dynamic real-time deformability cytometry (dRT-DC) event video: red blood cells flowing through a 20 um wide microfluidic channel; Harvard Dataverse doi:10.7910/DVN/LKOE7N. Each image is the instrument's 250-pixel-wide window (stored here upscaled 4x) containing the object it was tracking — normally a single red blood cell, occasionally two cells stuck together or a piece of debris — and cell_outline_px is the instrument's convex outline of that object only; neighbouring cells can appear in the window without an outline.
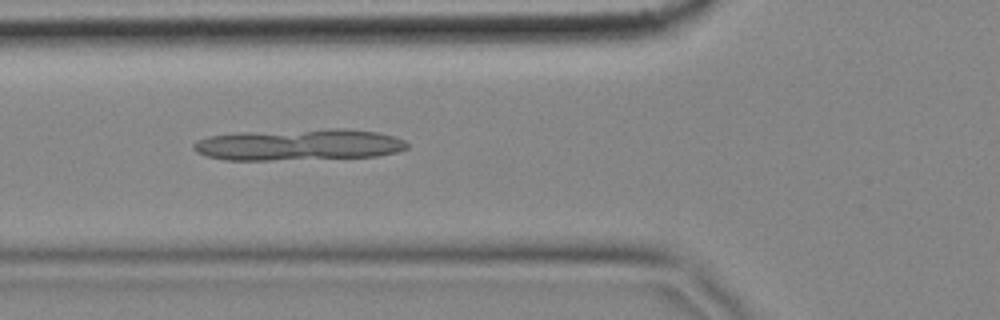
{"species": "common noctule bat (a hibernating species)", "species_latin": "Nyctalus noctula", "temperature_condition": "cold", "stored_images_in_passage": 56, "camera_frame_rate_fps": 3000, "um_per_image_px": 0.085, "animal": {"sex": "female", "body_mass_g": 18.4}, "frame": {"image": 1, "passage_image": 19, "time_ms": 6.0, "image_size_px": [1000, 320], "cell_outline_px": [[408, 148], [396, 152], [376, 156], [268, 160], [224, 160], [208, 156], [196, 152], [192, 148], [192, 144], [196, 140], [208, 136], [240, 132], [328, 128], [344, 128], [376, 132], [396, 136], [404, 140], [408, 144]], "centroid_in_image_um": [25.38, 12.28], "position_along_channel_um": 100.4, "area_um2": 39.36}}
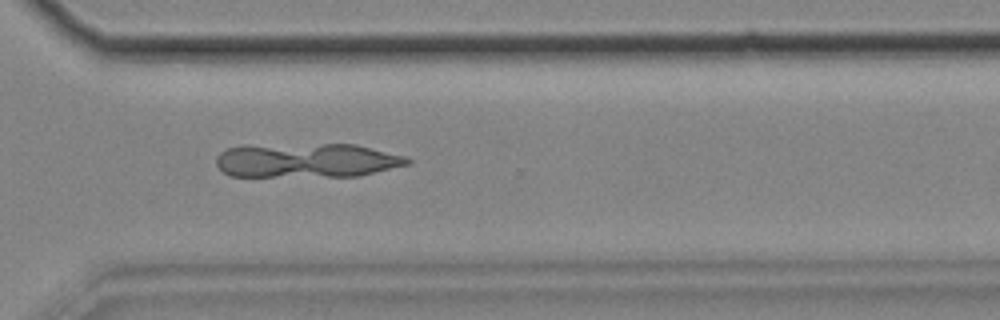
{"frame": {"image": 2, "passage_image": 40, "time_ms": 13.0, "image_size_px": [1000, 320], "cell_outline_px": [[412, 160], [408, 164], [360, 176], [228, 176], [216, 164], [216, 156], [220, 152], [228, 148], [324, 144], [356, 144], [404, 156]], "centroid_in_image_um": [26.13, 13.66], "position_along_channel_um": 344.5, "area_um2": 37.4}}
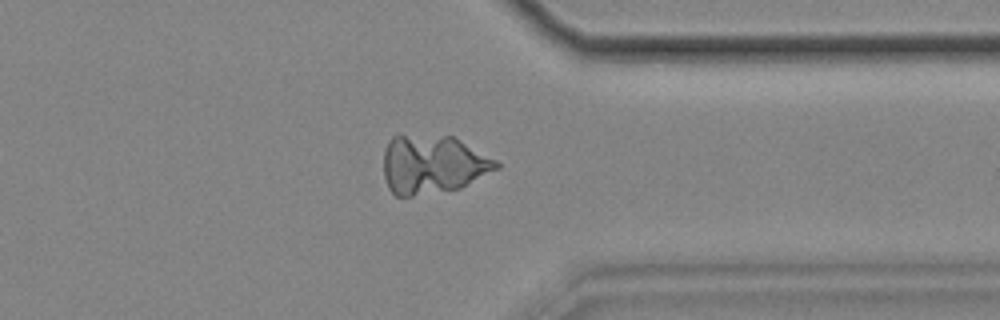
{"frame": {"image": 3, "passage_image": 43, "time_ms": 14.0, "image_size_px": [1000, 320], "cell_outline_px": [[500, 168], [460, 188], [412, 196], [396, 196], [388, 188], [384, 176], [384, 148], [388, 140], [392, 136], [400, 132], [452, 136], [496, 160], [500, 164]], "centroid_in_image_um": [36.73, 13.93], "position_along_channel_um": 374.7, "area_um2": 39.07}}